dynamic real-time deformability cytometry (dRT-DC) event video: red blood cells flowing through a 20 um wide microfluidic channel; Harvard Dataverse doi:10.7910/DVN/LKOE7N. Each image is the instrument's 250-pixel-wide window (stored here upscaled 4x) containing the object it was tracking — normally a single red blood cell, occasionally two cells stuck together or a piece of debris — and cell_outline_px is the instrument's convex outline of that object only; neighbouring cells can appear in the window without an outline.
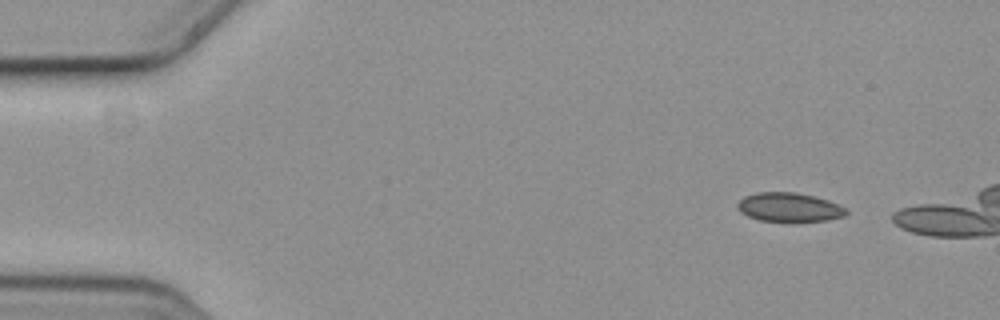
{"species": "common noctule bat (a hibernating species)", "species_latin": "Nyctalus noctula", "temperature_condition": "cold", "stored_images_in_passage": 4, "camera_frame_rate_fps": 3000, "um_per_image_px": 0.085, "animal": {"sex": "female", "body_mass_g": 19.3, "forearm_length_mm": 54.1}, "frame": {"image": 1, "passage_image": 1, "time_ms": 0.0, "image_size_px": [1000, 320], "cell_outline_px": [[848, 212], [844, 216], [828, 220], [792, 224], [760, 220], [748, 216], [740, 212], [736, 208], [736, 204], [744, 196], [756, 192], [792, 192], [812, 196], [828, 200], [848, 208]], "centroid_in_image_um": [67.08, 17.66], "position_along_channel_um": 17.9, "area_um2": 19.07}}